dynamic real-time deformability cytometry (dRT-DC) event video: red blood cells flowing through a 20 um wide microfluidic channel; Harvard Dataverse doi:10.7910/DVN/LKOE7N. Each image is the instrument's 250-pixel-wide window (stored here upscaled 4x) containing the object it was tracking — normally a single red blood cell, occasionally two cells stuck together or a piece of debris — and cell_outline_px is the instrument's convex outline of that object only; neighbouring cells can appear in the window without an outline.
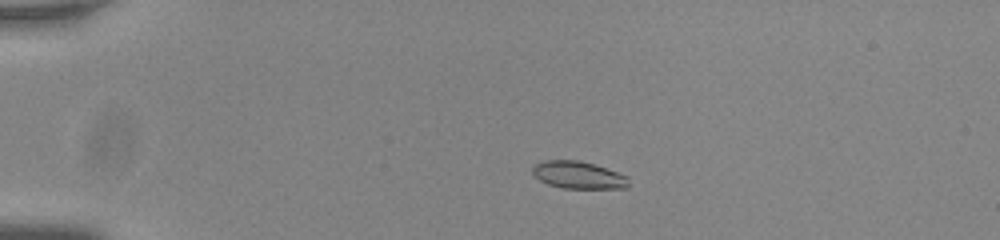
{"species": "common noctule bat (a hibernating species)", "species_latin": "Nyctalus noctula", "temperature_condition": "room temperature", "stored_images_in_passage": 44, "camera_frame_rate_fps": 3000, "um_per_image_px": 0.085, "animal": {"sex": "male", "body_mass_g": 20.0, "forearm_length_mm": 53.3}, "frame": {"image": 1, "passage_image": 1, "time_ms": 0.0, "image_size_px": [1000, 240], "cell_outline_px": [[628, 188], [564, 188], [548, 184], [540, 180], [532, 172], [532, 168], [536, 164], [544, 160], [580, 160], [628, 176]], "centroid_in_image_um": [49.15, 14.88], "position_along_channel_um": 35.8, "area_um2": 15.09}}
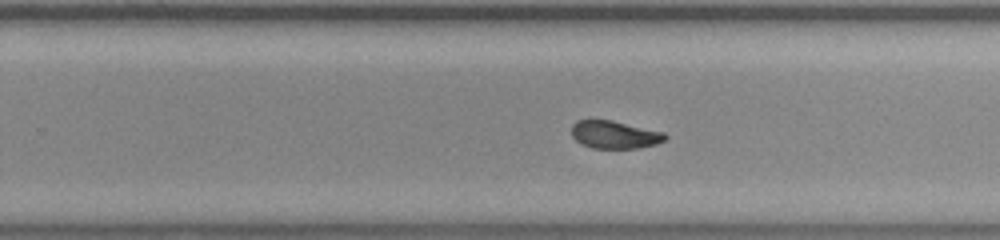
{"frame": {"image": 2, "passage_image": 25, "time_ms": 8.0, "image_size_px": [1000, 240], "cell_outline_px": [[668, 136], [664, 140], [656, 144], [636, 148], [592, 148], [580, 144], [572, 136], [572, 124], [576, 120], [612, 120], [664, 132]], "centroid_in_image_um": [52.22, 11.44], "position_along_channel_um": 277.6, "area_um2": 15.14}}
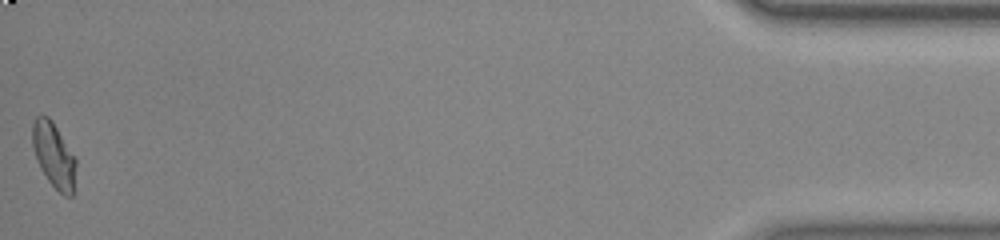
{"frame": {"image": 3, "passage_image": 44, "time_ms": 14.333, "image_size_px": [1000, 240], "cell_outline_px": [[76, 164], [72, 196], [64, 196], [48, 180], [40, 168], [36, 160], [32, 144], [32, 120], [36, 116], [48, 116], [52, 120], [76, 160]], "centroid_in_image_um": [4.54, 13.17], "position_along_channel_um": 430.7, "area_um2": 16.3}, "authors_computed_cell_mechanics": {"area_um2": 15.7794, "velocity_mm_per_s": 3.7568, "shape_relaxation_time_tau1_ms": 9.1153, "shape_relaxation_time_tau2_ms": 2.1578, "deformation_change_tau1": 0.208, "deformation_change_tau2": 0.0559}}